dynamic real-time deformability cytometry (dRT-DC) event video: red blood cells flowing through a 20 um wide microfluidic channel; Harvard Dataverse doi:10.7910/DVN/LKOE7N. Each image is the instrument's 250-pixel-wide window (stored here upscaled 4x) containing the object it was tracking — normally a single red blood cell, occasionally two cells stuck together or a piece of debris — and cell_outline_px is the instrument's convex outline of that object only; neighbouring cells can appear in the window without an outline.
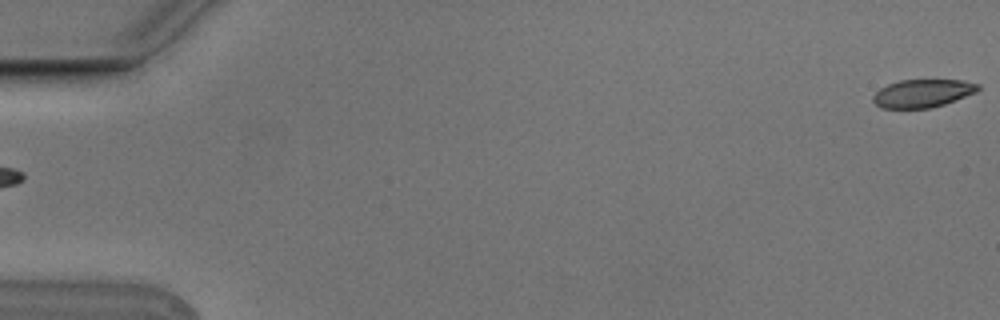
{"species": "Egyptian fruit bat (a non-hibernating species)", "species_latin": "Rousettus aegyptiacus", "temperature_condition": "cold", "stored_images_in_passage": 6, "segment_of_instrument_passage": [2, 2], "camera_frame_rate_fps": 3000, "um_per_image_px": 0.085, "animal": {"sex": "male"}, "frame": {"image": 1, "passage_image": 6, "time_ms": 1.667, "image_size_px": [1000, 320], "cell_outline_px": [[980, 88], [976, 92], [944, 104], [928, 108], [880, 108], [872, 100], [872, 96], [880, 88], [888, 84], [900, 80], [964, 80], [980, 84]], "centroid_in_image_um": [78.41, 7.92], "position_along_channel_um": 6.6, "area_um2": 17.11}}